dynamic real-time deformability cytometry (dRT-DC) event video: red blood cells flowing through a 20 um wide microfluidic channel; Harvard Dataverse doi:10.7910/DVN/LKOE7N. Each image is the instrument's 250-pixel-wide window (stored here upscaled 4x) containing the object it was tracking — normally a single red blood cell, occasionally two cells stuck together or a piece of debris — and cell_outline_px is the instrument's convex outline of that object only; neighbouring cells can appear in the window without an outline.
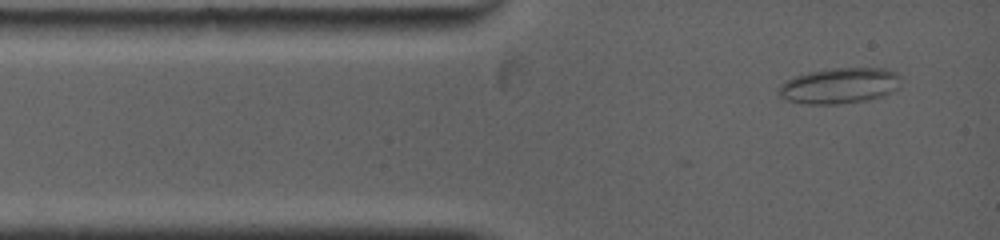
{"species": "common noctule bat (a hibernating species)", "species_latin": "Nyctalus noctula", "temperature_condition": "warm", "stored_images_in_passage": 58, "camera_frame_rate_fps": 5000, "um_per_image_px": 0.085, "animal": {"sex": "female", "body_mass_g": 19.0, "forearm_length_mm": 53.3}, "frame": {"image": 1, "passage_image": 4, "time_ms": 0.6, "image_size_px": [1000, 240], "cell_outline_px": [[900, 88], [884, 96], [864, 100], [836, 104], [808, 104], [784, 100], [776, 92], [780, 84], [796, 76], [812, 72], [840, 68], [880, 68], [896, 72], [900, 76]], "centroid_in_image_um": [71.37, 7.3], "position_along_channel_um": 13.6, "area_um2": 25.32}}
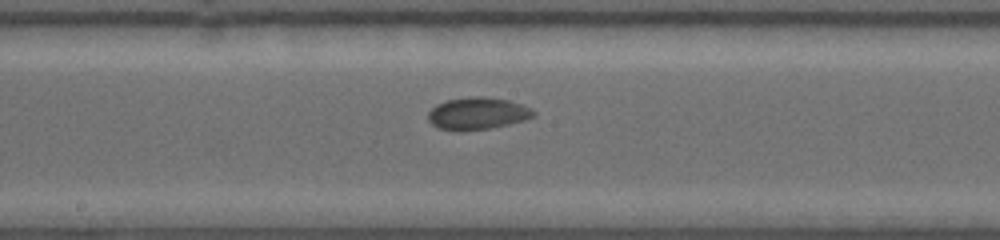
{"frame": {"image": 2, "passage_image": 29, "time_ms": 6.4, "image_size_px": [1000, 240], "cell_outline_px": [[536, 116], [524, 120], [492, 128], [460, 132], [436, 128], [428, 120], [428, 112], [436, 104], [448, 100], [468, 96], [484, 96], [508, 100], [532, 108], [536, 112]], "centroid_in_image_um": [40.57, 9.65], "position_along_channel_um": 207.6, "area_um2": 20.11}}
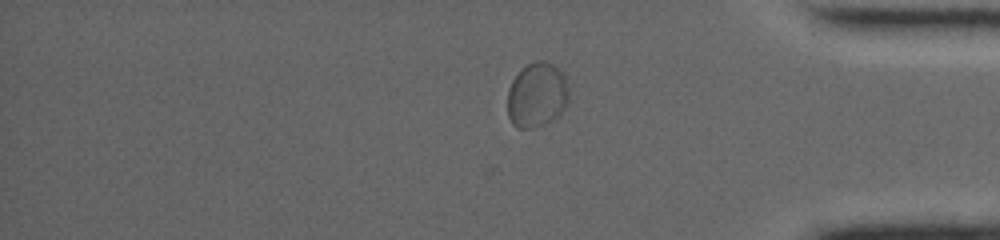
{"frame": {"image": 3, "passage_image": 50, "time_ms": 11.6, "image_size_px": [1000, 240], "cell_outline_px": [[568, 100], [564, 108], [556, 116], [532, 128], [516, 128], [512, 124], [508, 116], [508, 88], [512, 80], [528, 64], [536, 60], [544, 60], [552, 64], [564, 76], [568, 84]], "centroid_in_image_um": [45.62, 8.06], "position_along_channel_um": 389.6, "area_um2": 22.77}, "authors_computed_cell_mechanics": {"area_um2": 19.2763, "velocity_mm_per_s": 3.8665, "shape_relaxation_time_tau1_ms": null, "shape_relaxation_time_tau2_ms": 1.0615, "deformation_change_tau1": null, "deformation_change_tau2": 0.0308}}